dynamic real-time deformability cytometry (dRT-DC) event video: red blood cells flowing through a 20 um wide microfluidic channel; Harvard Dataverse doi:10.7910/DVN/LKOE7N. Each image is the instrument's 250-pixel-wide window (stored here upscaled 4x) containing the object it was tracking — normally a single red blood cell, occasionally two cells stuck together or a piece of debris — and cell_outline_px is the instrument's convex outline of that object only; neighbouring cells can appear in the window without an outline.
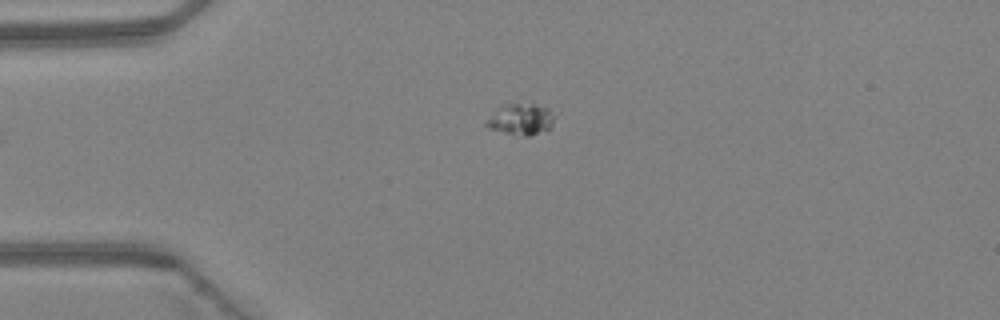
{"species": "Egyptian fruit bat (a non-hibernating species)", "species_latin": "Rousettus aegyptiacus", "temperature_condition": "warm", "stored_images_in_passage": 4, "camera_frame_rate_fps": 3000, "um_per_image_px": 0.085, "animal": {"sex": "female"}, "frame": {"image": 1, "passage_image": 4, "time_ms": 1.0, "image_size_px": [1000, 320], "cell_outline_px": [[552, 128], [528, 136], [524, 136], [488, 128], [484, 124], [504, 104], [532, 104], [548, 108], [552, 116]], "centroid_in_image_um": [44.29, 10.15], "position_along_channel_um": 40.7, "area_um2": 11.79}}